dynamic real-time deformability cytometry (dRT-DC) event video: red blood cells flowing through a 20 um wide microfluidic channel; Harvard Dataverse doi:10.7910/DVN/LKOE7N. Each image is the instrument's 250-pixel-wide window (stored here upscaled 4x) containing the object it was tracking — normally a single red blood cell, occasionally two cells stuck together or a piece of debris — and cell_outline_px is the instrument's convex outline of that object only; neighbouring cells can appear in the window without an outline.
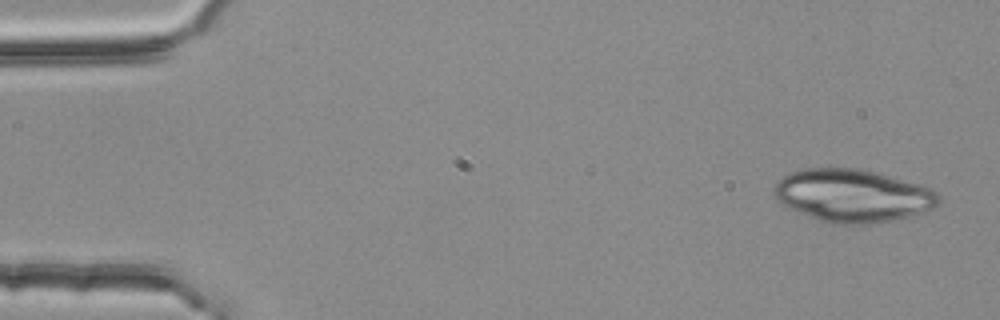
{"species": "common noctule bat (a hibernating species)", "species_latin": "Nyctalus noctula", "temperature_condition": "room temperature", "stored_images_in_passage": 4, "camera_frame_rate_fps": 3000, "um_per_image_px": 0.085, "animal": {"sex": "female", "body_mass_g": 25.1}, "frame": {"image": 1, "passage_image": 1, "time_ms": 0.0, "image_size_px": [1000, 320], "cell_outline_px": [[940, 204], [936, 208], [924, 212], [892, 220], [872, 224], [832, 224], [816, 220], [776, 200], [772, 192], [772, 188], [788, 172], [804, 168], [852, 168], [876, 172], [920, 184], [936, 192], [940, 196]], "centroid_in_image_um": [72.48, 16.63], "position_along_channel_um": 12.5, "area_um2": 50.81}}